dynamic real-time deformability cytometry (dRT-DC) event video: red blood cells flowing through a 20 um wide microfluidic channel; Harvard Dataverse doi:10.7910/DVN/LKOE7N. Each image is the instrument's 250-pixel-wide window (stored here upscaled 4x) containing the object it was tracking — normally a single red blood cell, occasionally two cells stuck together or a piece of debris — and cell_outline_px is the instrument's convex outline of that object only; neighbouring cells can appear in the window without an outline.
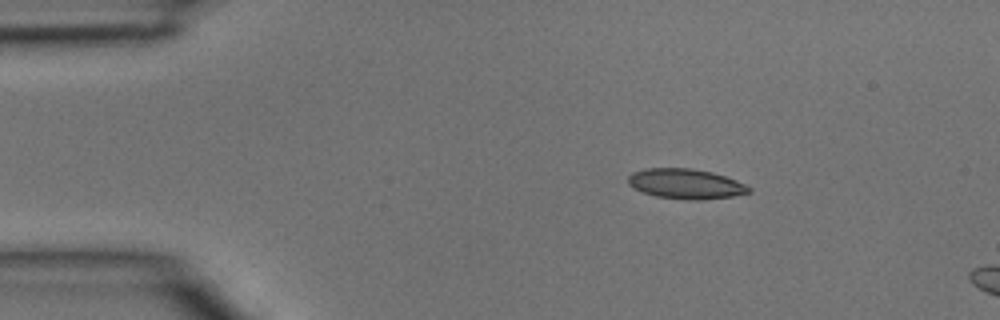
{"species": "common noctule bat (a hibernating species)", "species_latin": "Nyctalus noctula", "temperature_condition": "room temperature", "stored_images_in_passage": 4, "camera_frame_rate_fps": 3000, "um_per_image_px": 0.085, "animal": {"sex": "male", "body_mass_g": 15.6}, "frame": {"image": 1, "passage_image": 2, "time_ms": 0.333, "image_size_px": [1000, 320], "cell_outline_px": [[752, 192], [732, 196], [704, 200], [692, 200], [656, 196], [644, 192], [628, 184], [628, 176], [632, 172], [644, 168], [692, 168], [712, 172], [736, 180], [752, 188]], "centroid_in_image_um": [58.3, 15.62], "position_along_channel_um": 26.7, "area_um2": 21.1}}